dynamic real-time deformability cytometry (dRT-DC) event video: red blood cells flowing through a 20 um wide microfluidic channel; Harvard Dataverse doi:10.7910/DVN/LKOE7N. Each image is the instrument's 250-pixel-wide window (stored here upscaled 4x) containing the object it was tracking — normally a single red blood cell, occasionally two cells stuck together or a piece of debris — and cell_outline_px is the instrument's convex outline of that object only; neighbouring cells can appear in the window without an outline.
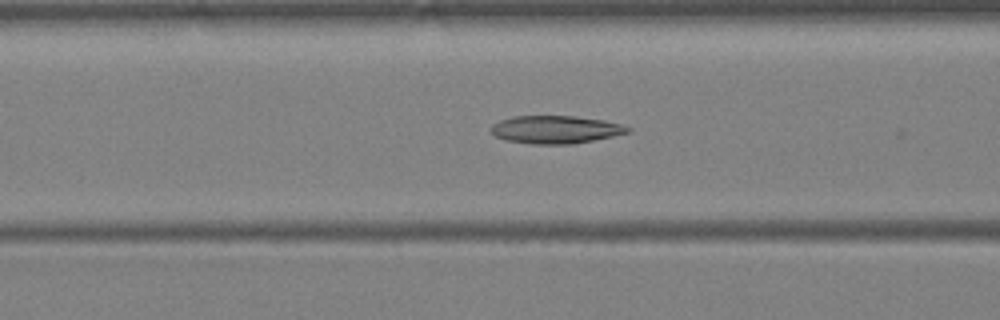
{"species": "Egyptian fruit bat (a non-hibernating species)", "species_latin": "Rousettus aegyptiacus", "temperature_condition": "warm", "stored_images_in_passage": 17, "camera_frame_rate_fps": 3000, "um_per_image_px": 0.085, "animal": {"sex": "female"}, "frame": {"image": 1, "passage_image": 16, "time_ms": 5.0, "image_size_px": [1000, 320], "cell_outline_px": [[632, 132], [572, 144], [528, 144], [504, 140], [496, 136], [488, 128], [492, 124], [500, 120], [512, 116], [576, 116], [604, 120], [620, 124], [632, 128]], "centroid_in_image_um": [47.2, 11.01], "position_along_channel_um": 119.4, "area_um2": 22.37}}